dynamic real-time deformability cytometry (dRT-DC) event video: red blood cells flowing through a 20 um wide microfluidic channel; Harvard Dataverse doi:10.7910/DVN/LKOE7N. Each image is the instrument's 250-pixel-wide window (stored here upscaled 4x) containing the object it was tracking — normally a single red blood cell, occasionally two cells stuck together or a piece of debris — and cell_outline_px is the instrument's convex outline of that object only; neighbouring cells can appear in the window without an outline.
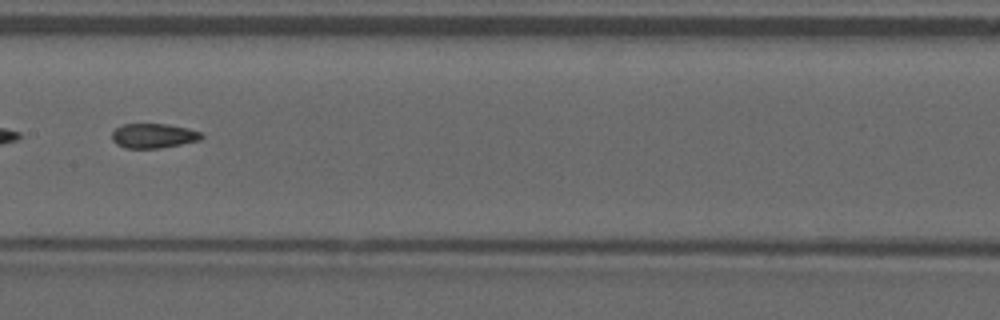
{"species": "common noctule bat (a hibernating species)", "species_latin": "Nyctalus noctula", "temperature_condition": "warm", "stored_images_in_passage": 32, "camera_frame_rate_fps": 3000, "um_per_image_px": 0.085, "animal": {"sex": "male", "forearm_length_mm": 52.5}, "frame": {"image": 1, "passage_image": 10, "time_ms": 3.0, "image_size_px": [1000, 320], "cell_outline_px": [[204, 136], [200, 140], [160, 148], [124, 148], [116, 144], [112, 140], [112, 132], [116, 128], [124, 124], [164, 124], [188, 128], [200, 132]], "centroid_in_image_um": [13.02, 11.54], "position_along_channel_um": 194.4, "area_um2": 12.77}}
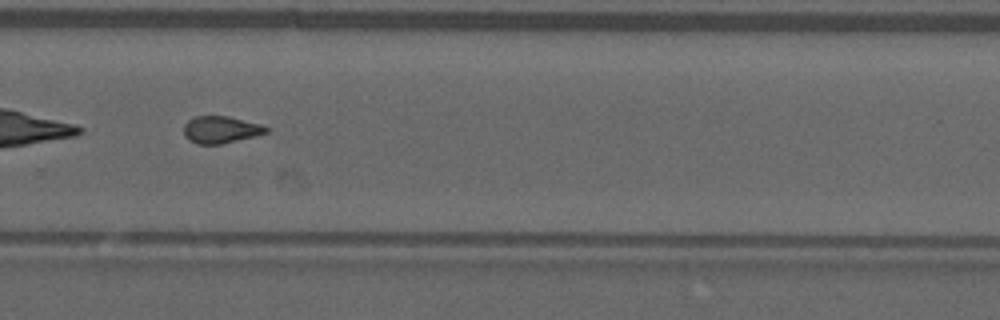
{"frame": {"image": 2, "passage_image": 19, "time_ms": 6.0, "image_size_px": [1000, 320], "cell_outline_px": [[268, 132], [256, 136], [220, 144], [196, 144], [188, 140], [184, 136], [184, 124], [188, 120], [196, 116], [228, 116], [260, 124], [268, 128]], "centroid_in_image_um": [18.74, 11.02], "position_along_channel_um": 311.1, "area_um2": 13.01}}